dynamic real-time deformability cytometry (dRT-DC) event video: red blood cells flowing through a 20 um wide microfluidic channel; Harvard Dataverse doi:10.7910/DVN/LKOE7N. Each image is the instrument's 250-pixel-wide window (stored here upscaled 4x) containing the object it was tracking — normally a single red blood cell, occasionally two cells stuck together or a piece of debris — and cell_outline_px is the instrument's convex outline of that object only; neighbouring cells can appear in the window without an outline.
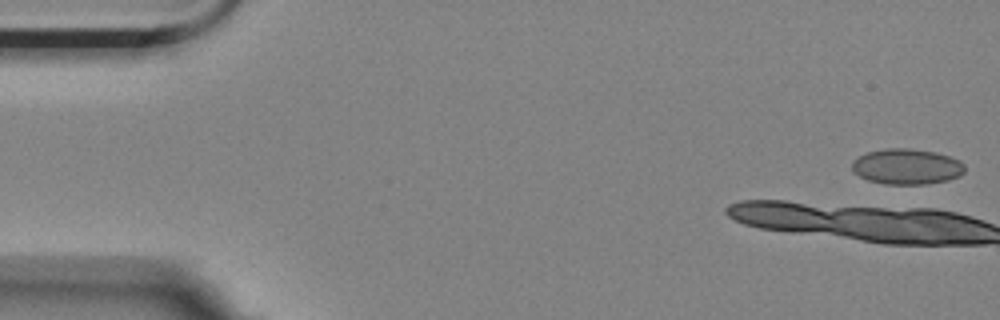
{"species": "Egyptian fruit bat (a non-hibernating species)", "species_latin": "Rousettus aegyptiacus", "temperature_condition": "room temperature", "stored_images_in_passage": 42, "camera_frame_rate_fps": 3000, "um_per_image_px": 0.085, "animal": {"sex": "female"}, "frame": {"image": 1, "passage_image": 1, "time_ms": 0.0, "image_size_px": [1000, 320], "cell_outline_px": [[964, 172], [960, 176], [948, 180], [924, 184], [884, 184], [868, 180], [852, 172], [852, 160], [856, 156], [868, 152], [884, 148], [908, 148], [932, 152], [948, 156], [960, 160], [964, 164]], "centroid_in_image_um": [77.04, 14.16], "position_along_channel_um": 8.0, "area_um2": 23.47}}
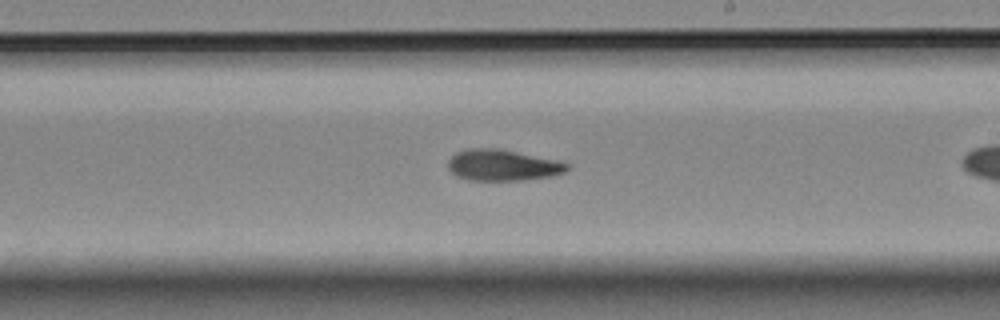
{"frame": {"image": 2, "passage_image": 28, "time_ms": 9.0, "image_size_px": [1000, 320], "cell_outline_px": [[568, 168], [564, 172], [552, 176], [524, 180], [468, 180], [456, 176], [448, 168], [448, 160], [456, 152], [464, 148], [500, 148], [560, 160], [568, 164]], "centroid_in_image_um": [42.72, 14.02], "position_along_channel_um": 246.3, "area_um2": 21.91}}
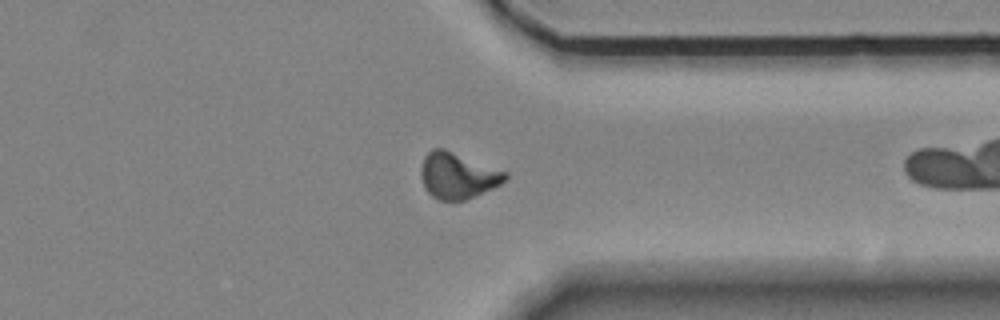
{"frame": {"image": 3, "passage_image": 39, "time_ms": 12.667, "image_size_px": [1000, 320], "cell_outline_px": [[508, 180], [492, 188], [464, 200], [440, 200], [432, 196], [424, 188], [420, 176], [420, 168], [424, 156], [432, 148], [444, 148], [508, 172]], "centroid_in_image_um": [38.89, 14.91], "position_along_channel_um": 372.5, "area_um2": 22.72}}